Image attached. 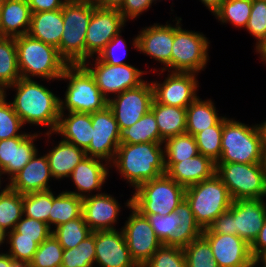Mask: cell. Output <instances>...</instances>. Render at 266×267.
Listing matches in <instances>:
<instances>
[{
    "mask_svg": "<svg viewBox=\"0 0 266 267\" xmlns=\"http://www.w3.org/2000/svg\"><path fill=\"white\" fill-rule=\"evenodd\" d=\"M39 135L25 133L19 137L0 140V180L8 174L10 180L38 152L34 144Z\"/></svg>",
    "mask_w": 266,
    "mask_h": 267,
    "instance_id": "7402d4cb",
    "label": "cell"
},
{
    "mask_svg": "<svg viewBox=\"0 0 266 267\" xmlns=\"http://www.w3.org/2000/svg\"><path fill=\"white\" fill-rule=\"evenodd\" d=\"M186 188L167 174L140 184L131 197V206L140 214L165 216L185 199Z\"/></svg>",
    "mask_w": 266,
    "mask_h": 267,
    "instance_id": "52a82bcc",
    "label": "cell"
},
{
    "mask_svg": "<svg viewBox=\"0 0 266 267\" xmlns=\"http://www.w3.org/2000/svg\"><path fill=\"white\" fill-rule=\"evenodd\" d=\"M150 110L163 140L186 133V108L160 104L153 99Z\"/></svg>",
    "mask_w": 266,
    "mask_h": 267,
    "instance_id": "4dcf8cb0",
    "label": "cell"
},
{
    "mask_svg": "<svg viewBox=\"0 0 266 267\" xmlns=\"http://www.w3.org/2000/svg\"><path fill=\"white\" fill-rule=\"evenodd\" d=\"M255 50L260 54L261 60L266 63V34L265 37L260 41V43L255 46Z\"/></svg>",
    "mask_w": 266,
    "mask_h": 267,
    "instance_id": "91938a15",
    "label": "cell"
},
{
    "mask_svg": "<svg viewBox=\"0 0 266 267\" xmlns=\"http://www.w3.org/2000/svg\"><path fill=\"white\" fill-rule=\"evenodd\" d=\"M66 115L60 113L54 134L62 135L63 140L85 150L92 139L91 113L68 112Z\"/></svg>",
    "mask_w": 266,
    "mask_h": 267,
    "instance_id": "4316f807",
    "label": "cell"
},
{
    "mask_svg": "<svg viewBox=\"0 0 266 267\" xmlns=\"http://www.w3.org/2000/svg\"><path fill=\"white\" fill-rule=\"evenodd\" d=\"M52 208V190L23 194V215L45 222L49 226Z\"/></svg>",
    "mask_w": 266,
    "mask_h": 267,
    "instance_id": "60d3db41",
    "label": "cell"
},
{
    "mask_svg": "<svg viewBox=\"0 0 266 267\" xmlns=\"http://www.w3.org/2000/svg\"><path fill=\"white\" fill-rule=\"evenodd\" d=\"M96 7L103 9H120L124 0H92Z\"/></svg>",
    "mask_w": 266,
    "mask_h": 267,
    "instance_id": "9f6ffc18",
    "label": "cell"
},
{
    "mask_svg": "<svg viewBox=\"0 0 266 267\" xmlns=\"http://www.w3.org/2000/svg\"><path fill=\"white\" fill-rule=\"evenodd\" d=\"M15 230L19 233V238L34 239L39 245L52 234L47 223L24 215L16 224Z\"/></svg>",
    "mask_w": 266,
    "mask_h": 267,
    "instance_id": "c3c4849f",
    "label": "cell"
},
{
    "mask_svg": "<svg viewBox=\"0 0 266 267\" xmlns=\"http://www.w3.org/2000/svg\"><path fill=\"white\" fill-rule=\"evenodd\" d=\"M202 235L209 242L218 267H248L253 259L250 245L239 236L214 234L208 228Z\"/></svg>",
    "mask_w": 266,
    "mask_h": 267,
    "instance_id": "d6986e66",
    "label": "cell"
},
{
    "mask_svg": "<svg viewBox=\"0 0 266 267\" xmlns=\"http://www.w3.org/2000/svg\"><path fill=\"white\" fill-rule=\"evenodd\" d=\"M213 14L219 9L224 0H200Z\"/></svg>",
    "mask_w": 266,
    "mask_h": 267,
    "instance_id": "6f0895ef",
    "label": "cell"
},
{
    "mask_svg": "<svg viewBox=\"0 0 266 267\" xmlns=\"http://www.w3.org/2000/svg\"><path fill=\"white\" fill-rule=\"evenodd\" d=\"M163 143L154 113L149 110L132 126L121 132L120 143Z\"/></svg>",
    "mask_w": 266,
    "mask_h": 267,
    "instance_id": "836d02e7",
    "label": "cell"
},
{
    "mask_svg": "<svg viewBox=\"0 0 266 267\" xmlns=\"http://www.w3.org/2000/svg\"><path fill=\"white\" fill-rule=\"evenodd\" d=\"M6 90L2 85H0V102L7 96Z\"/></svg>",
    "mask_w": 266,
    "mask_h": 267,
    "instance_id": "e7e4bbea",
    "label": "cell"
},
{
    "mask_svg": "<svg viewBox=\"0 0 266 267\" xmlns=\"http://www.w3.org/2000/svg\"><path fill=\"white\" fill-rule=\"evenodd\" d=\"M259 264H261V263L257 262V261L253 258V259L251 260V262H250V264H249L248 267H256V265L258 266Z\"/></svg>",
    "mask_w": 266,
    "mask_h": 267,
    "instance_id": "003e7915",
    "label": "cell"
},
{
    "mask_svg": "<svg viewBox=\"0 0 266 267\" xmlns=\"http://www.w3.org/2000/svg\"><path fill=\"white\" fill-rule=\"evenodd\" d=\"M266 221L263 199L248 198L233 201V231L251 245Z\"/></svg>",
    "mask_w": 266,
    "mask_h": 267,
    "instance_id": "ffe728a7",
    "label": "cell"
},
{
    "mask_svg": "<svg viewBox=\"0 0 266 267\" xmlns=\"http://www.w3.org/2000/svg\"><path fill=\"white\" fill-rule=\"evenodd\" d=\"M95 256V232H92L77 247L63 249L61 267H91L95 264Z\"/></svg>",
    "mask_w": 266,
    "mask_h": 267,
    "instance_id": "ab89813d",
    "label": "cell"
},
{
    "mask_svg": "<svg viewBox=\"0 0 266 267\" xmlns=\"http://www.w3.org/2000/svg\"><path fill=\"white\" fill-rule=\"evenodd\" d=\"M7 238L6 243L10 244V249L7 253L15 262L29 264L39 244L34 239L19 238V233L15 229L7 233Z\"/></svg>",
    "mask_w": 266,
    "mask_h": 267,
    "instance_id": "f6af8a7d",
    "label": "cell"
},
{
    "mask_svg": "<svg viewBox=\"0 0 266 267\" xmlns=\"http://www.w3.org/2000/svg\"><path fill=\"white\" fill-rule=\"evenodd\" d=\"M163 143H120L110 167L136 189L140 184L166 174Z\"/></svg>",
    "mask_w": 266,
    "mask_h": 267,
    "instance_id": "7a4b0ae2",
    "label": "cell"
},
{
    "mask_svg": "<svg viewBox=\"0 0 266 267\" xmlns=\"http://www.w3.org/2000/svg\"><path fill=\"white\" fill-rule=\"evenodd\" d=\"M142 267H186L184 250L162 244Z\"/></svg>",
    "mask_w": 266,
    "mask_h": 267,
    "instance_id": "bcb514c9",
    "label": "cell"
},
{
    "mask_svg": "<svg viewBox=\"0 0 266 267\" xmlns=\"http://www.w3.org/2000/svg\"><path fill=\"white\" fill-rule=\"evenodd\" d=\"M63 247L58 240L51 234L37 248L30 267H61Z\"/></svg>",
    "mask_w": 266,
    "mask_h": 267,
    "instance_id": "ee69618b",
    "label": "cell"
},
{
    "mask_svg": "<svg viewBox=\"0 0 266 267\" xmlns=\"http://www.w3.org/2000/svg\"><path fill=\"white\" fill-rule=\"evenodd\" d=\"M38 154L9 180L6 185L10 189L20 194L50 190L48 183L53 177L49 162L46 155L39 157Z\"/></svg>",
    "mask_w": 266,
    "mask_h": 267,
    "instance_id": "cb8c5ba5",
    "label": "cell"
},
{
    "mask_svg": "<svg viewBox=\"0 0 266 267\" xmlns=\"http://www.w3.org/2000/svg\"><path fill=\"white\" fill-rule=\"evenodd\" d=\"M120 33L121 32L115 35L112 38V40L107 43L105 48L98 54L97 57L102 62L110 64V65L127 64L126 62L123 61L127 54V49H126L127 45H126L125 40L121 38L122 35H120ZM119 49H121V51Z\"/></svg>",
    "mask_w": 266,
    "mask_h": 267,
    "instance_id": "f907efd6",
    "label": "cell"
},
{
    "mask_svg": "<svg viewBox=\"0 0 266 267\" xmlns=\"http://www.w3.org/2000/svg\"><path fill=\"white\" fill-rule=\"evenodd\" d=\"M163 144L165 162H181L199 154L195 137L187 133L167 138Z\"/></svg>",
    "mask_w": 266,
    "mask_h": 267,
    "instance_id": "74e56055",
    "label": "cell"
},
{
    "mask_svg": "<svg viewBox=\"0 0 266 267\" xmlns=\"http://www.w3.org/2000/svg\"><path fill=\"white\" fill-rule=\"evenodd\" d=\"M223 118L214 126L198 132L194 137L196 139L199 154L211 158L215 163L219 160L222 149Z\"/></svg>",
    "mask_w": 266,
    "mask_h": 267,
    "instance_id": "b9f144b4",
    "label": "cell"
},
{
    "mask_svg": "<svg viewBox=\"0 0 266 267\" xmlns=\"http://www.w3.org/2000/svg\"><path fill=\"white\" fill-rule=\"evenodd\" d=\"M186 267H218L207 239L201 235L183 248Z\"/></svg>",
    "mask_w": 266,
    "mask_h": 267,
    "instance_id": "7bdbcfd3",
    "label": "cell"
},
{
    "mask_svg": "<svg viewBox=\"0 0 266 267\" xmlns=\"http://www.w3.org/2000/svg\"><path fill=\"white\" fill-rule=\"evenodd\" d=\"M91 233L92 230L84 221L83 215L74 220L60 224L52 230V234L63 249L77 247L80 242L84 241Z\"/></svg>",
    "mask_w": 266,
    "mask_h": 267,
    "instance_id": "8d00e7d4",
    "label": "cell"
},
{
    "mask_svg": "<svg viewBox=\"0 0 266 267\" xmlns=\"http://www.w3.org/2000/svg\"><path fill=\"white\" fill-rule=\"evenodd\" d=\"M125 23L118 9L95 7L86 32L85 61L97 56L107 43L121 32Z\"/></svg>",
    "mask_w": 266,
    "mask_h": 267,
    "instance_id": "2e32d148",
    "label": "cell"
},
{
    "mask_svg": "<svg viewBox=\"0 0 266 267\" xmlns=\"http://www.w3.org/2000/svg\"><path fill=\"white\" fill-rule=\"evenodd\" d=\"M152 226L157 238L166 246L184 248L191 241L203 234V229L196 222L190 204L184 199L174 212L160 214H141Z\"/></svg>",
    "mask_w": 266,
    "mask_h": 267,
    "instance_id": "9c48e42d",
    "label": "cell"
},
{
    "mask_svg": "<svg viewBox=\"0 0 266 267\" xmlns=\"http://www.w3.org/2000/svg\"><path fill=\"white\" fill-rule=\"evenodd\" d=\"M83 198L63 191L55 196L52 192V208L49 214V227L79 218L82 215Z\"/></svg>",
    "mask_w": 266,
    "mask_h": 267,
    "instance_id": "d6a6232c",
    "label": "cell"
},
{
    "mask_svg": "<svg viewBox=\"0 0 266 267\" xmlns=\"http://www.w3.org/2000/svg\"><path fill=\"white\" fill-rule=\"evenodd\" d=\"M208 229L214 234L235 235V231H233V201L230 208L220 214Z\"/></svg>",
    "mask_w": 266,
    "mask_h": 267,
    "instance_id": "f5cc1de1",
    "label": "cell"
},
{
    "mask_svg": "<svg viewBox=\"0 0 266 267\" xmlns=\"http://www.w3.org/2000/svg\"><path fill=\"white\" fill-rule=\"evenodd\" d=\"M23 122L6 97L0 102V140L22 136ZM20 131V132H19Z\"/></svg>",
    "mask_w": 266,
    "mask_h": 267,
    "instance_id": "7dc6e473",
    "label": "cell"
},
{
    "mask_svg": "<svg viewBox=\"0 0 266 267\" xmlns=\"http://www.w3.org/2000/svg\"><path fill=\"white\" fill-rule=\"evenodd\" d=\"M111 98L108 101V106L113 111L122 132L150 110L154 99L153 87L151 82L145 81L140 86L125 90Z\"/></svg>",
    "mask_w": 266,
    "mask_h": 267,
    "instance_id": "9a60e30c",
    "label": "cell"
},
{
    "mask_svg": "<svg viewBox=\"0 0 266 267\" xmlns=\"http://www.w3.org/2000/svg\"><path fill=\"white\" fill-rule=\"evenodd\" d=\"M221 149L222 154L216 163H265L258 124L249 126L223 116Z\"/></svg>",
    "mask_w": 266,
    "mask_h": 267,
    "instance_id": "277c9868",
    "label": "cell"
},
{
    "mask_svg": "<svg viewBox=\"0 0 266 267\" xmlns=\"http://www.w3.org/2000/svg\"><path fill=\"white\" fill-rule=\"evenodd\" d=\"M96 5L92 0L66 2L62 8L63 34L57 47L68 64L85 61L86 32Z\"/></svg>",
    "mask_w": 266,
    "mask_h": 267,
    "instance_id": "5b68a950",
    "label": "cell"
},
{
    "mask_svg": "<svg viewBox=\"0 0 266 267\" xmlns=\"http://www.w3.org/2000/svg\"><path fill=\"white\" fill-rule=\"evenodd\" d=\"M256 39V46L266 34V0H252V9L246 28Z\"/></svg>",
    "mask_w": 266,
    "mask_h": 267,
    "instance_id": "681fc988",
    "label": "cell"
},
{
    "mask_svg": "<svg viewBox=\"0 0 266 267\" xmlns=\"http://www.w3.org/2000/svg\"><path fill=\"white\" fill-rule=\"evenodd\" d=\"M59 80H68L64 99H60V112L93 113L108 106L90 72L82 64H69Z\"/></svg>",
    "mask_w": 266,
    "mask_h": 267,
    "instance_id": "8992f818",
    "label": "cell"
},
{
    "mask_svg": "<svg viewBox=\"0 0 266 267\" xmlns=\"http://www.w3.org/2000/svg\"><path fill=\"white\" fill-rule=\"evenodd\" d=\"M112 195L105 193L93 194L83 198L82 215L92 232L115 230L120 204Z\"/></svg>",
    "mask_w": 266,
    "mask_h": 267,
    "instance_id": "603a6c76",
    "label": "cell"
},
{
    "mask_svg": "<svg viewBox=\"0 0 266 267\" xmlns=\"http://www.w3.org/2000/svg\"><path fill=\"white\" fill-rule=\"evenodd\" d=\"M94 58L92 57L95 62L94 65L89 64L87 60L82 65L93 76L97 87L108 101L110 99L109 94L118 95L145 82L142 75L147 72L139 70L131 64L110 65L102 62L97 56ZM88 65H91L92 68Z\"/></svg>",
    "mask_w": 266,
    "mask_h": 267,
    "instance_id": "7c38bea8",
    "label": "cell"
},
{
    "mask_svg": "<svg viewBox=\"0 0 266 267\" xmlns=\"http://www.w3.org/2000/svg\"><path fill=\"white\" fill-rule=\"evenodd\" d=\"M8 88L16 90V96L10 103L23 124L49 127L44 133L49 139L58 124L61 98L32 79L20 78Z\"/></svg>",
    "mask_w": 266,
    "mask_h": 267,
    "instance_id": "6da1fadb",
    "label": "cell"
},
{
    "mask_svg": "<svg viewBox=\"0 0 266 267\" xmlns=\"http://www.w3.org/2000/svg\"><path fill=\"white\" fill-rule=\"evenodd\" d=\"M15 42L21 78L41 77L45 80H59L69 65L55 46L35 39L29 34L15 37Z\"/></svg>",
    "mask_w": 266,
    "mask_h": 267,
    "instance_id": "3957f363",
    "label": "cell"
},
{
    "mask_svg": "<svg viewBox=\"0 0 266 267\" xmlns=\"http://www.w3.org/2000/svg\"><path fill=\"white\" fill-rule=\"evenodd\" d=\"M32 13L62 9L66 0H27Z\"/></svg>",
    "mask_w": 266,
    "mask_h": 267,
    "instance_id": "db71d44e",
    "label": "cell"
},
{
    "mask_svg": "<svg viewBox=\"0 0 266 267\" xmlns=\"http://www.w3.org/2000/svg\"><path fill=\"white\" fill-rule=\"evenodd\" d=\"M185 199L190 204L196 222L203 230L227 211L233 201L227 187L216 173L208 179L186 187Z\"/></svg>",
    "mask_w": 266,
    "mask_h": 267,
    "instance_id": "ba28073f",
    "label": "cell"
},
{
    "mask_svg": "<svg viewBox=\"0 0 266 267\" xmlns=\"http://www.w3.org/2000/svg\"><path fill=\"white\" fill-rule=\"evenodd\" d=\"M62 9L32 13L28 34L44 43L55 46L60 45L63 34Z\"/></svg>",
    "mask_w": 266,
    "mask_h": 267,
    "instance_id": "f1b7e54d",
    "label": "cell"
},
{
    "mask_svg": "<svg viewBox=\"0 0 266 267\" xmlns=\"http://www.w3.org/2000/svg\"><path fill=\"white\" fill-rule=\"evenodd\" d=\"M216 174L227 187L232 200L266 196L265 163H216Z\"/></svg>",
    "mask_w": 266,
    "mask_h": 267,
    "instance_id": "30bf717a",
    "label": "cell"
},
{
    "mask_svg": "<svg viewBox=\"0 0 266 267\" xmlns=\"http://www.w3.org/2000/svg\"><path fill=\"white\" fill-rule=\"evenodd\" d=\"M92 139L85 149L86 156L112 163L120 145L121 131L109 106L91 113Z\"/></svg>",
    "mask_w": 266,
    "mask_h": 267,
    "instance_id": "5bb4252c",
    "label": "cell"
},
{
    "mask_svg": "<svg viewBox=\"0 0 266 267\" xmlns=\"http://www.w3.org/2000/svg\"><path fill=\"white\" fill-rule=\"evenodd\" d=\"M4 0H0V15H1V8Z\"/></svg>",
    "mask_w": 266,
    "mask_h": 267,
    "instance_id": "a7ac6f4b",
    "label": "cell"
},
{
    "mask_svg": "<svg viewBox=\"0 0 266 267\" xmlns=\"http://www.w3.org/2000/svg\"><path fill=\"white\" fill-rule=\"evenodd\" d=\"M14 263V259L7 252L0 253V267H11Z\"/></svg>",
    "mask_w": 266,
    "mask_h": 267,
    "instance_id": "680465c9",
    "label": "cell"
},
{
    "mask_svg": "<svg viewBox=\"0 0 266 267\" xmlns=\"http://www.w3.org/2000/svg\"><path fill=\"white\" fill-rule=\"evenodd\" d=\"M0 191V226L8 233L15 229L23 216V194L7 185Z\"/></svg>",
    "mask_w": 266,
    "mask_h": 267,
    "instance_id": "d590c367",
    "label": "cell"
},
{
    "mask_svg": "<svg viewBox=\"0 0 266 267\" xmlns=\"http://www.w3.org/2000/svg\"><path fill=\"white\" fill-rule=\"evenodd\" d=\"M95 264L99 267H138L132 260L122 230L95 231Z\"/></svg>",
    "mask_w": 266,
    "mask_h": 267,
    "instance_id": "44dd1931",
    "label": "cell"
},
{
    "mask_svg": "<svg viewBox=\"0 0 266 267\" xmlns=\"http://www.w3.org/2000/svg\"><path fill=\"white\" fill-rule=\"evenodd\" d=\"M104 160L86 156L79 164L75 166L73 172L68 178H71L75 184L77 191H67L78 197L85 198L90 196V193L100 190L107 180L110 167L108 163H103ZM108 164V165H107ZM87 193V194H86ZM86 194V195H85Z\"/></svg>",
    "mask_w": 266,
    "mask_h": 267,
    "instance_id": "d4e9b609",
    "label": "cell"
},
{
    "mask_svg": "<svg viewBox=\"0 0 266 267\" xmlns=\"http://www.w3.org/2000/svg\"><path fill=\"white\" fill-rule=\"evenodd\" d=\"M252 9V0H224L213 14L218 21L246 28Z\"/></svg>",
    "mask_w": 266,
    "mask_h": 267,
    "instance_id": "f35d334b",
    "label": "cell"
},
{
    "mask_svg": "<svg viewBox=\"0 0 266 267\" xmlns=\"http://www.w3.org/2000/svg\"><path fill=\"white\" fill-rule=\"evenodd\" d=\"M32 12L27 0H4L0 15V36L28 34Z\"/></svg>",
    "mask_w": 266,
    "mask_h": 267,
    "instance_id": "83f0119b",
    "label": "cell"
},
{
    "mask_svg": "<svg viewBox=\"0 0 266 267\" xmlns=\"http://www.w3.org/2000/svg\"><path fill=\"white\" fill-rule=\"evenodd\" d=\"M166 174L185 188L212 177L216 163L209 157L198 154L181 162H165Z\"/></svg>",
    "mask_w": 266,
    "mask_h": 267,
    "instance_id": "484cf974",
    "label": "cell"
},
{
    "mask_svg": "<svg viewBox=\"0 0 266 267\" xmlns=\"http://www.w3.org/2000/svg\"><path fill=\"white\" fill-rule=\"evenodd\" d=\"M7 240V232L0 226V246Z\"/></svg>",
    "mask_w": 266,
    "mask_h": 267,
    "instance_id": "be15d7a7",
    "label": "cell"
},
{
    "mask_svg": "<svg viewBox=\"0 0 266 267\" xmlns=\"http://www.w3.org/2000/svg\"><path fill=\"white\" fill-rule=\"evenodd\" d=\"M257 262H261L263 267H266V251L259 253L255 258Z\"/></svg>",
    "mask_w": 266,
    "mask_h": 267,
    "instance_id": "6125c7cd",
    "label": "cell"
},
{
    "mask_svg": "<svg viewBox=\"0 0 266 267\" xmlns=\"http://www.w3.org/2000/svg\"><path fill=\"white\" fill-rule=\"evenodd\" d=\"M217 112L212 100H201L198 96L186 108V133L195 136L198 132L216 125L223 118Z\"/></svg>",
    "mask_w": 266,
    "mask_h": 267,
    "instance_id": "1f68e13d",
    "label": "cell"
},
{
    "mask_svg": "<svg viewBox=\"0 0 266 267\" xmlns=\"http://www.w3.org/2000/svg\"><path fill=\"white\" fill-rule=\"evenodd\" d=\"M11 267H30L27 263L15 262Z\"/></svg>",
    "mask_w": 266,
    "mask_h": 267,
    "instance_id": "03108f58",
    "label": "cell"
},
{
    "mask_svg": "<svg viewBox=\"0 0 266 267\" xmlns=\"http://www.w3.org/2000/svg\"><path fill=\"white\" fill-rule=\"evenodd\" d=\"M45 155L49 162L51 175L56 180L68 178L75 166L86 157L84 149L63 139Z\"/></svg>",
    "mask_w": 266,
    "mask_h": 267,
    "instance_id": "f546056e",
    "label": "cell"
},
{
    "mask_svg": "<svg viewBox=\"0 0 266 267\" xmlns=\"http://www.w3.org/2000/svg\"><path fill=\"white\" fill-rule=\"evenodd\" d=\"M153 98L160 104L187 108L198 96V80L192 72H170L163 83L152 82Z\"/></svg>",
    "mask_w": 266,
    "mask_h": 267,
    "instance_id": "e0dca14e",
    "label": "cell"
},
{
    "mask_svg": "<svg viewBox=\"0 0 266 267\" xmlns=\"http://www.w3.org/2000/svg\"><path fill=\"white\" fill-rule=\"evenodd\" d=\"M154 0H124L119 9L125 21L133 20L150 8Z\"/></svg>",
    "mask_w": 266,
    "mask_h": 267,
    "instance_id": "816d5d0a",
    "label": "cell"
},
{
    "mask_svg": "<svg viewBox=\"0 0 266 267\" xmlns=\"http://www.w3.org/2000/svg\"><path fill=\"white\" fill-rule=\"evenodd\" d=\"M126 206L132 212L120 230H122L132 260L138 267H142L162 243L157 238L149 220L131 206V198Z\"/></svg>",
    "mask_w": 266,
    "mask_h": 267,
    "instance_id": "4fadbf2b",
    "label": "cell"
},
{
    "mask_svg": "<svg viewBox=\"0 0 266 267\" xmlns=\"http://www.w3.org/2000/svg\"><path fill=\"white\" fill-rule=\"evenodd\" d=\"M252 257L255 258L259 253L266 251V221L259 231L257 238L250 245Z\"/></svg>",
    "mask_w": 266,
    "mask_h": 267,
    "instance_id": "11a10c76",
    "label": "cell"
},
{
    "mask_svg": "<svg viewBox=\"0 0 266 267\" xmlns=\"http://www.w3.org/2000/svg\"><path fill=\"white\" fill-rule=\"evenodd\" d=\"M132 40V45L140 53L142 52L164 64L161 73L166 69H171V53L174 41L173 25L167 22L165 25L154 23L152 26L142 28Z\"/></svg>",
    "mask_w": 266,
    "mask_h": 267,
    "instance_id": "ac0fdd59",
    "label": "cell"
},
{
    "mask_svg": "<svg viewBox=\"0 0 266 267\" xmlns=\"http://www.w3.org/2000/svg\"><path fill=\"white\" fill-rule=\"evenodd\" d=\"M20 78L15 38L0 36V85L6 89Z\"/></svg>",
    "mask_w": 266,
    "mask_h": 267,
    "instance_id": "e575fe53",
    "label": "cell"
},
{
    "mask_svg": "<svg viewBox=\"0 0 266 267\" xmlns=\"http://www.w3.org/2000/svg\"><path fill=\"white\" fill-rule=\"evenodd\" d=\"M67 2H69V1H80V0H66Z\"/></svg>",
    "mask_w": 266,
    "mask_h": 267,
    "instance_id": "89a4df30",
    "label": "cell"
},
{
    "mask_svg": "<svg viewBox=\"0 0 266 267\" xmlns=\"http://www.w3.org/2000/svg\"><path fill=\"white\" fill-rule=\"evenodd\" d=\"M258 125L262 134L263 150L264 153L266 154V121Z\"/></svg>",
    "mask_w": 266,
    "mask_h": 267,
    "instance_id": "94428289",
    "label": "cell"
},
{
    "mask_svg": "<svg viewBox=\"0 0 266 267\" xmlns=\"http://www.w3.org/2000/svg\"><path fill=\"white\" fill-rule=\"evenodd\" d=\"M182 19L176 18L174 26V41L171 53V72L198 73L204 70L209 60L210 42L203 33L184 30Z\"/></svg>",
    "mask_w": 266,
    "mask_h": 267,
    "instance_id": "8fae6325",
    "label": "cell"
}]
</instances>
